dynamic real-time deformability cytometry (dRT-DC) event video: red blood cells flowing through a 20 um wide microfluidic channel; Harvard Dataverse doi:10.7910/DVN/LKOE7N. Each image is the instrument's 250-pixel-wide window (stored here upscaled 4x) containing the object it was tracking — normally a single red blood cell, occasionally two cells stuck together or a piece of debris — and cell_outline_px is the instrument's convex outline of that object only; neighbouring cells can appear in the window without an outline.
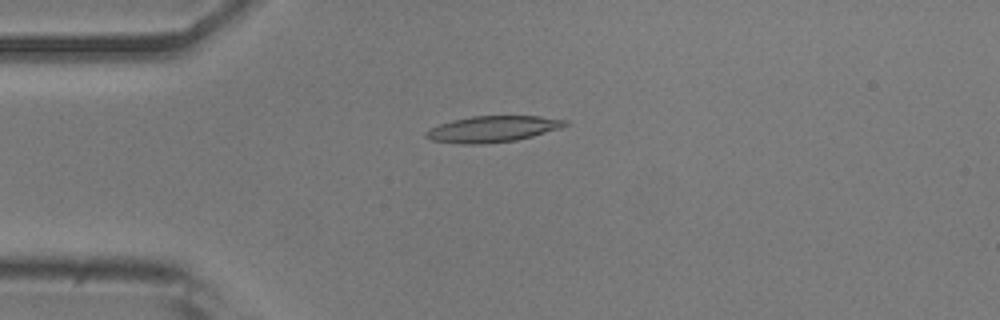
{"species": "common noctule bat (a hibernating species)", "species_latin": "Nyctalus noctula", "temperature_condition": "room temperature", "stored_images_in_passage": 51, "camera_frame_rate_fps": 3000, "um_per_image_px": 0.085, "animal": {"sex": "male", "body_mass_g": 20.5, "forearm_length_mm": 52.5}, "frame": {"image": 1, "passage_image": 12, "time_ms": 3.667, "image_size_px": [1000, 320], "cell_outline_px": [[568, 124], [560, 128], [532, 136], [516, 140], [484, 144], [460, 144], [432, 140], [424, 136], [424, 132], [440, 124], [452, 120], [472, 116], [540, 116], [568, 120]], "centroid_in_image_um": [41.87, 10.97], "position_along_channel_um": 43.1, "area_um2": 21.15}}
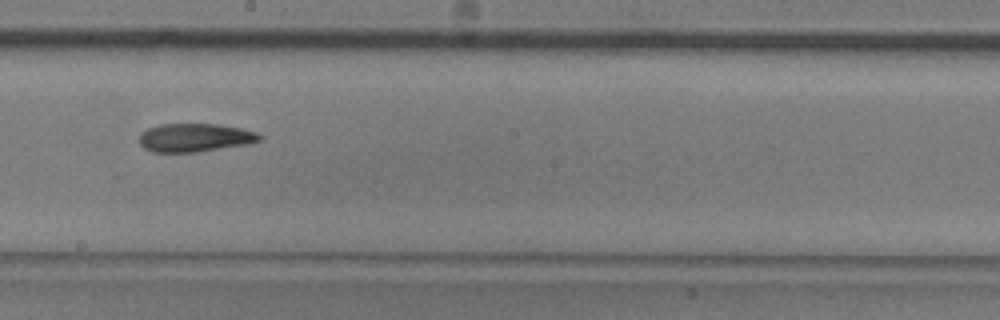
{"frame": {"image": 2, "passage_image": 28, "time_ms": 9.0, "image_size_px": [1000, 320], "cell_outline_px": [[260, 140], [244, 144], [196, 152], [152, 152], [144, 148], [140, 144], [140, 132], [148, 128], [160, 124], [216, 124], [240, 128], [256, 132], [260, 136]], "centroid_in_image_um": [16.49, 11.69], "position_along_channel_um": 231.7, "area_um2": 19.59}}
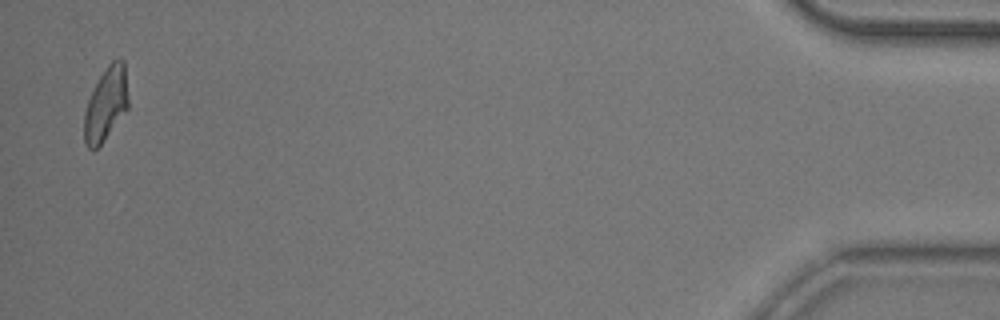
{"frame": {"image": 3, "passage_image": 50, "time_ms": 16.333, "image_size_px": [1000, 320], "cell_outline_px": [[128, 108], [104, 140], [96, 148], [88, 148], [84, 144], [84, 112], [88, 100], [100, 76], [108, 64], [112, 60], [124, 60], [128, 96]], "centroid_in_image_um": [9.0, 8.85], "position_along_channel_um": 426.2, "area_um2": 18.61}, "authors_computed_cell_mechanics": {"area_um2": 19.9988, "velocity_mm_per_s": 3.8878, "shape_relaxation_time_tau1_ms": 10.9079, "shape_relaxation_time_tau2_ms": null, "deformation_change_tau1": 0.2706, "deformation_change_tau2": null}}